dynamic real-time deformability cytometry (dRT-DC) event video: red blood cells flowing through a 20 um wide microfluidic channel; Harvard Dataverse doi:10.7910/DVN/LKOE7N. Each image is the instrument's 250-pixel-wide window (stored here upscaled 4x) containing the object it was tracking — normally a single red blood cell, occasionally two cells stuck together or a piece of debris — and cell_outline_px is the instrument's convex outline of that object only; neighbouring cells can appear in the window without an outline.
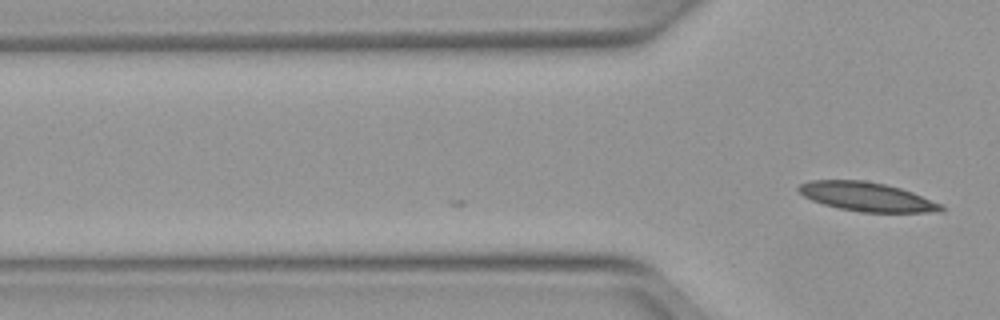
{"species": "Egyptian fruit bat (a non-hibernating species)", "species_latin": "Rousettus aegyptiacus", "temperature_condition": "warm", "stored_images_in_passage": 2, "camera_frame_rate_fps": 3000, "um_per_image_px": 0.085, "animal": {"sex": "female"}, "frame": {"image": 1, "passage_image": 2, "time_ms": 0.333, "image_size_px": [1000, 320], "cell_outline_px": [[944, 208], [924, 212], [860, 212], [840, 208], [824, 204], [812, 200], [804, 196], [796, 188], [800, 184], [812, 180], [864, 180], [884, 184], [900, 188], [912, 192], [940, 204]], "centroid_in_image_um": [73.6, 16.71], "position_along_channel_um": 52.2, "area_um2": 23.52}}